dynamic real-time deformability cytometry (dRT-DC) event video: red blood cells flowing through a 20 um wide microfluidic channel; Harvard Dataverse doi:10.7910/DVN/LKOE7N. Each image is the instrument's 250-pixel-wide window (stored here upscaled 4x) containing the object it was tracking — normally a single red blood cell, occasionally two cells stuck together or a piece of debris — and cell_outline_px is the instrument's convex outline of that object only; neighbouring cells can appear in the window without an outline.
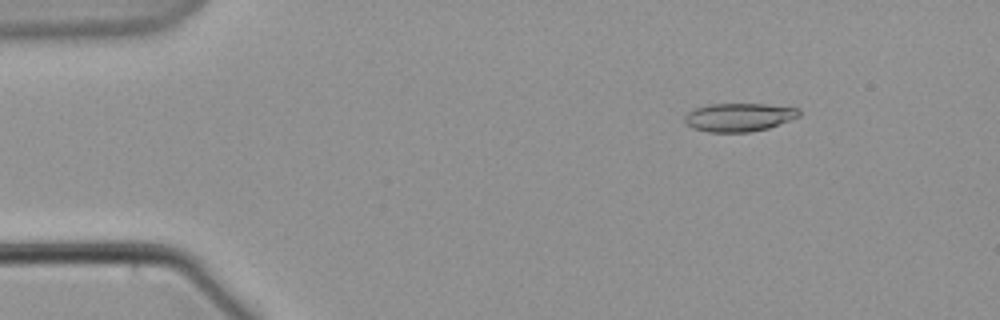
{"species": "common noctule bat (a hibernating species)", "species_latin": "Nyctalus noctula", "temperature_condition": "warm", "stored_images_in_passage": 27, "camera_frame_rate_fps": 3000, "um_per_image_px": 0.085, "animal": {"sex": "male", "body_mass_g": 21.5, "forearm_length_mm": 52.0}, "frame": {"image": 1, "passage_image": 8, "time_ms": 2.333, "image_size_px": [1000, 320], "cell_outline_px": [[800, 116], [768, 128], [752, 132], [708, 132], [692, 128], [684, 120], [684, 116], [688, 112], [696, 108], [708, 104], [764, 104], [800, 108]], "centroid_in_image_um": [62.82, 9.96], "position_along_channel_um": 22.2, "area_um2": 18.9}}
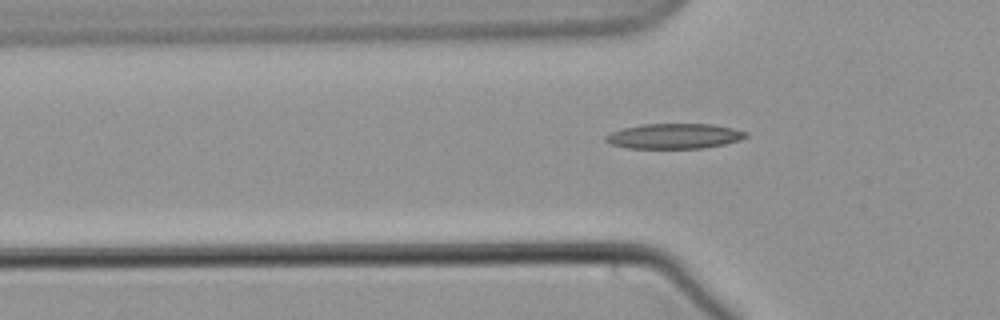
{"frame": {"image": 2, "passage_image": 19, "time_ms": 6.0, "image_size_px": [1000, 320], "cell_outline_px": [[748, 136], [740, 140], [724, 144], [704, 148], [628, 148], [612, 144], [604, 140], [604, 136], [612, 132], [624, 128], [644, 124], [712, 124], [732, 128], [748, 132]], "centroid_in_image_um": [57.34, 11.57], "position_along_channel_um": 68.5, "area_um2": 20.46}}
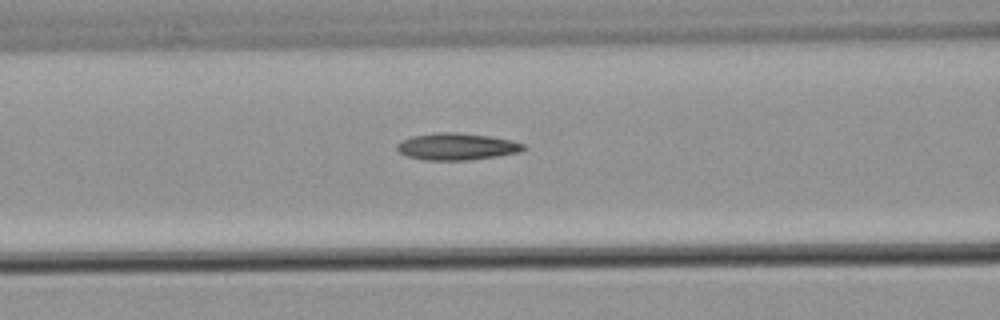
{"frame": {"image": 3, "passage_image": 24, "time_ms": 7.667, "image_size_px": [1000, 320], "cell_outline_px": [[528, 148], [520, 152], [496, 156], [468, 160], [428, 160], [408, 156], [400, 152], [396, 148], [396, 144], [412, 136], [436, 132], [456, 132], [488, 136], [512, 140], [524, 144]], "centroid_in_image_um": [38.86, 12.45], "position_along_channel_um": 127.7, "area_um2": 19.71}}